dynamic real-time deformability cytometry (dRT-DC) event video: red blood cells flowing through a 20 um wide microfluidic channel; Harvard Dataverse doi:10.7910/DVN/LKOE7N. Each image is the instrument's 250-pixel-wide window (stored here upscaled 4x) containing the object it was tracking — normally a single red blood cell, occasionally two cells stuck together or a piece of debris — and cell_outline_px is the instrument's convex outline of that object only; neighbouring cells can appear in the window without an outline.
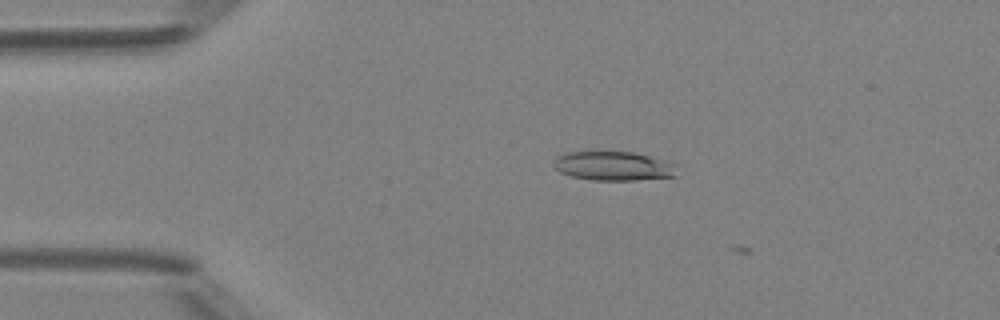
{"species": "Egyptian fruit bat (a non-hibernating species)", "species_latin": "Rousettus aegyptiacus", "temperature_condition": "room temperature", "stored_images_in_passage": 6, "camera_frame_rate_fps": 3000, "um_per_image_px": 0.085, "animal": {"sex": "female"}, "frame": {"image": 1, "passage_image": 2, "time_ms": 0.333, "image_size_px": [1000, 320], "cell_outline_px": [[680, 164], [676, 176], [636, 180], [592, 180], [572, 176], [560, 172], [552, 168], [552, 160], [556, 156], [568, 152], [632, 152], [672, 160]], "centroid_in_image_um": [52.22, 14.1], "position_along_channel_um": 32.8, "area_um2": 21.56}}